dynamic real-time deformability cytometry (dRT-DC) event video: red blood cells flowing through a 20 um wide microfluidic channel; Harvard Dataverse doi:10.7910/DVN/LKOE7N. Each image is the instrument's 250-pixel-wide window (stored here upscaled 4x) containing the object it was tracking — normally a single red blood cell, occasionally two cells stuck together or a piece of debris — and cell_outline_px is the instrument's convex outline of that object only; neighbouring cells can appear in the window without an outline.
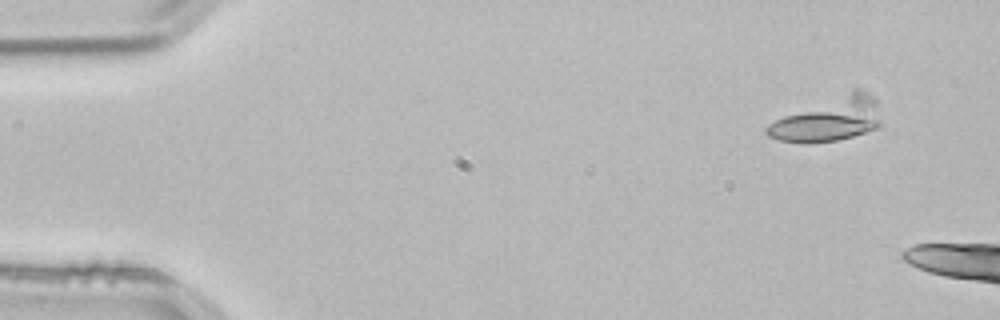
{"species": "common noctule bat (a hibernating species)", "species_latin": "Nyctalus noctula", "temperature_condition": "room temperature", "stored_images_in_passage": 6, "camera_frame_rate_fps": 3000, "um_per_image_px": 0.085, "animal": {"sex": "male", "body_mass_g": 21.5, "forearm_length_mm": 52.0}, "frame": {"image": 1, "passage_image": 1, "time_ms": 0.0, "image_size_px": [1000, 320], "cell_outline_px": [[880, 124], [876, 128], [852, 136], [836, 140], [808, 144], [804, 144], [780, 140], [768, 136], [764, 132], [764, 128], [768, 124], [784, 116], [852, 88], [860, 88], [868, 92], [876, 100], [880, 120]], "centroid_in_image_um": [70.42, 10.14], "position_along_channel_um": 14.6, "area_um2": 29.19}}